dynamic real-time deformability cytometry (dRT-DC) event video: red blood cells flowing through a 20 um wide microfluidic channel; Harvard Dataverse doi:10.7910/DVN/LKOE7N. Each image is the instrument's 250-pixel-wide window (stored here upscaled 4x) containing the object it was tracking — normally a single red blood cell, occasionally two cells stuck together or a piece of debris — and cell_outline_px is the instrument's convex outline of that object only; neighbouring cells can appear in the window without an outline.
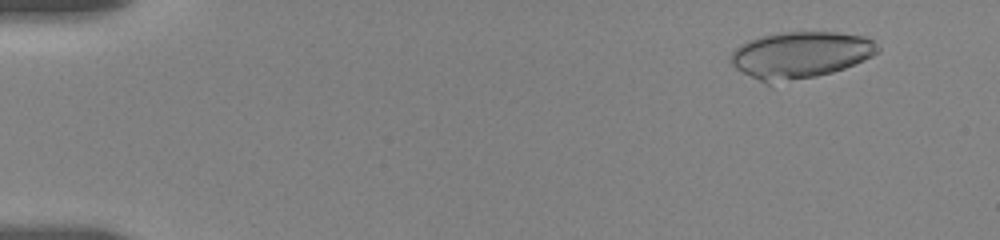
{"species": "human", "species_latin": "Homo sapiens", "temperature_condition": "room temperature", "stored_images_in_passage": 55, "camera_frame_rate_fps": 3000, "um_per_image_px": 0.085, "donor": {"sex": "female"}, "frame": {"image": 1, "passage_image": 5, "time_ms": 1.333, "image_size_px": [1000, 240], "cell_outline_px": [[880, 52], [864, 60], [844, 68], [832, 72], [816, 76], [768, 84], [736, 68], [728, 60], [732, 52], [740, 44], [748, 40], [760, 36], [780, 32], [836, 32], [864, 36], [872, 40], [880, 48]], "centroid_in_image_um": [68.03, 4.65], "position_along_channel_um": 17.0, "area_um2": 39.77}}
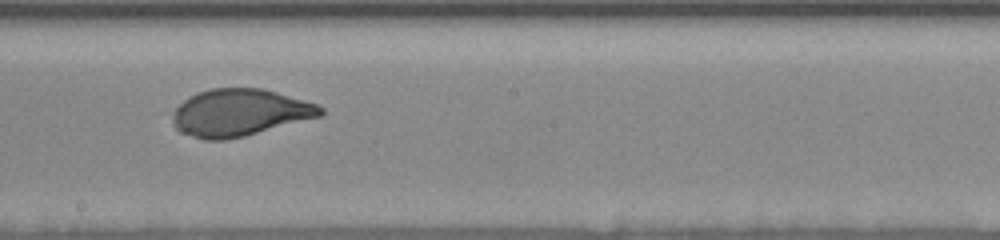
{"frame": {"image": 2, "passage_image": 32, "time_ms": 10.333, "image_size_px": [1000, 240], "cell_outline_px": [[324, 112], [320, 116], [244, 136], [224, 140], [204, 140], [180, 132], [172, 124], [172, 116], [176, 108], [184, 100], [196, 92], [212, 88], [264, 88], [316, 104], [324, 108]], "centroid_in_image_um": [20.34, 9.57], "position_along_channel_um": 227.9, "area_um2": 40.4}}
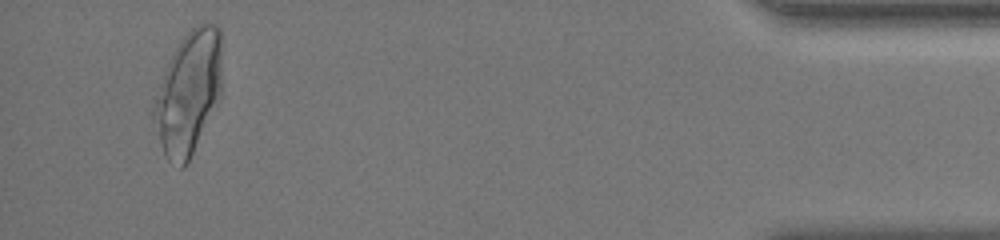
{"frame": {"image": 3, "passage_image": 53, "time_ms": 17.333, "image_size_px": [1000, 240], "cell_outline_px": [[220, 96], [184, 168], [180, 168], [168, 160], [164, 152], [152, 120], [152, 108], [164, 72], [172, 52], [180, 40], [196, 24], [208, 20], [216, 24], [220, 28]], "centroid_in_image_um": [16.0, 7.82], "position_along_channel_um": 419.2, "area_um2": 48.03}, "authors_computed_cell_mechanics": {"area_um2": 40.5178, "velocity_mm_per_s": 3.6358, "shape_relaxation_time_tau1_ms": 6.9819, "shape_relaxation_time_tau2_ms": null, "deformation_change_tau1": 0.232, "deformation_change_tau2": null}}